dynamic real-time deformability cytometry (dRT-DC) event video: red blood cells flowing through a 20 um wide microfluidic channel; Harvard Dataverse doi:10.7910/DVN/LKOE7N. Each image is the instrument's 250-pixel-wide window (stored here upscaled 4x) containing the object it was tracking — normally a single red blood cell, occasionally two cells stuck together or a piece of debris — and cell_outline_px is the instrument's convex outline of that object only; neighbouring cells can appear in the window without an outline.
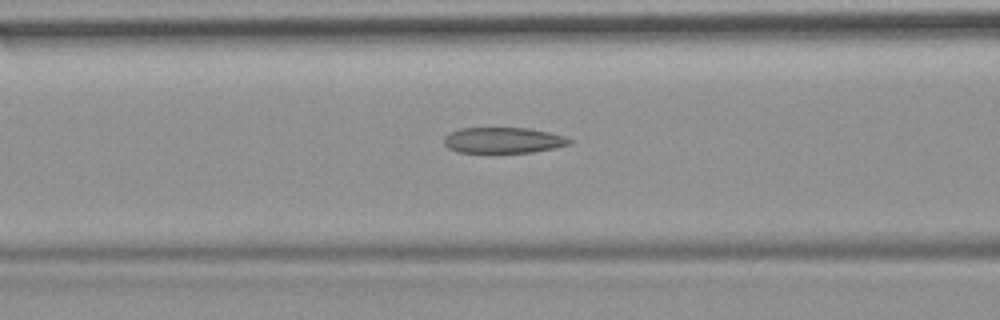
{"species": "common noctule bat (a hibernating species)", "species_latin": "Nyctalus noctula", "temperature_condition": "room temperature", "stored_images_in_passage": 47, "camera_frame_rate_fps": 3000, "um_per_image_px": 0.085, "animal": {"sex": "female", "body_mass_g": 19.9}, "frame": {"image": 1, "passage_image": 21, "time_ms": 6.667, "image_size_px": [1000, 320], "cell_outline_px": [[572, 144], [556, 148], [532, 152], [456, 152], [448, 148], [444, 144], [444, 136], [460, 128], [528, 128], [548, 132], [564, 136], [572, 140]], "centroid_in_image_um": [42.79, 11.92], "position_along_channel_um": 123.8, "area_um2": 18.84}, "authors_computed_cell_mechanics": {"area_um2": 19.7676, "velocity_mm_per_s": 3.7228, "shape_relaxation_time_tau1_ms": null, "shape_relaxation_time_tau2_ms": 3.2232, "deformation_change_tau1": null, "deformation_change_tau2": 0.1389}}